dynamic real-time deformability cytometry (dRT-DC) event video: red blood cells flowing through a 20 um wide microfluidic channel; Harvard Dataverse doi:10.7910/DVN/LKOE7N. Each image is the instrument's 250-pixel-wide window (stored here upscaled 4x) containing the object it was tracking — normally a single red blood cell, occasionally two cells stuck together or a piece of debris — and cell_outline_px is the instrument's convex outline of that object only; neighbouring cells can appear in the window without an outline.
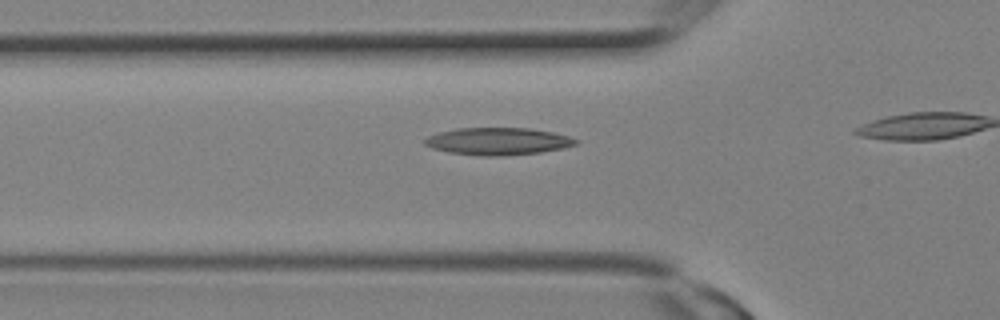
{"species": "Egyptian fruit bat (a non-hibernating species)", "species_latin": "Rousettus aegyptiacus", "temperature_condition": "room temperature", "stored_images_in_passage": 10, "segment_of_instrument_passage": [1, 2], "camera_frame_rate_fps": 3000, "um_per_image_px": 0.085, "animal": {"sex": "female"}, "frame": {"image": 1, "passage_image": 7, "time_ms": 2.0, "image_size_px": [1000, 320], "cell_outline_px": [[580, 144], [564, 148], [540, 152], [500, 156], [480, 156], [448, 152], [432, 148], [424, 144], [424, 140], [428, 136], [440, 132], [456, 128], [528, 128], [552, 132], [568, 136], [580, 140]], "centroid_in_image_um": [42.35, 12.01], "position_along_channel_um": 83.4, "area_um2": 24.1}}
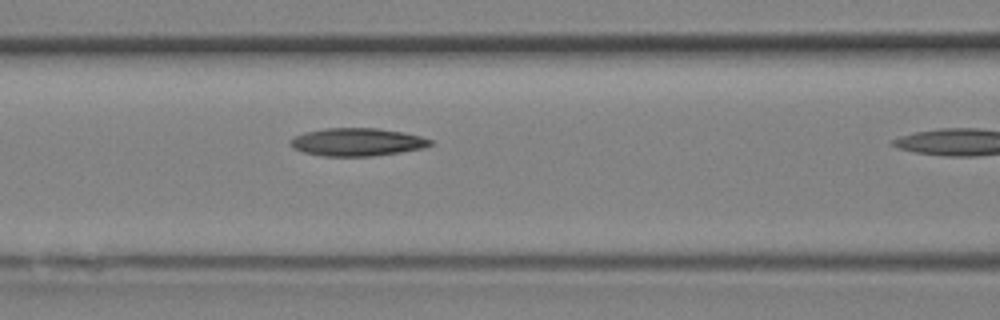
{"frame": {"image": 2, "passage_image": 9, "time_ms": 2.667, "image_size_px": [1000, 320], "cell_outline_px": [[432, 144], [424, 148], [400, 152], [372, 156], [324, 156], [304, 152], [292, 148], [288, 144], [288, 140], [304, 132], [324, 128], [376, 128], [404, 132], [420, 136], [432, 140]], "centroid_in_image_um": [30.33, 12.07], "position_along_channel_um": 136.3, "area_um2": 22.83}}